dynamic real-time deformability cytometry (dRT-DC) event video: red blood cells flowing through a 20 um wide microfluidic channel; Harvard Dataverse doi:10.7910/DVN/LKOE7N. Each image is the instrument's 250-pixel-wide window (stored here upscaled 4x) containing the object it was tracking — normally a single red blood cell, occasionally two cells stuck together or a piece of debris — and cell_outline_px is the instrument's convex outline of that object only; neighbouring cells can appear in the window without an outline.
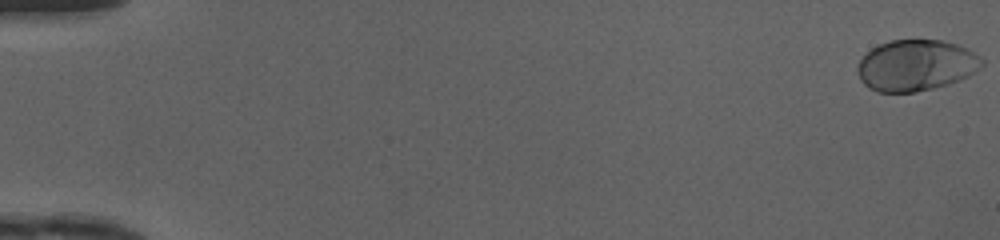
{"species": "human", "species_latin": "Homo sapiens", "temperature_condition": "cold", "stored_images_in_passage": 50, "camera_frame_rate_fps": 3000, "um_per_image_px": 0.085, "donor": {"sex": "female"}, "frame": {"image": 1, "passage_image": 1, "time_ms": 0.0, "image_size_px": [1000, 240], "cell_outline_px": [[984, 64], [968, 76], [960, 80], [948, 84], [916, 92], [876, 92], [868, 88], [860, 80], [856, 68], [860, 60], [872, 48], [880, 44], [892, 40], [944, 40], [956, 44], [980, 56], [984, 60]], "centroid_in_image_um": [77.84, 5.56], "position_along_channel_um": 7.2, "area_um2": 36.99}}
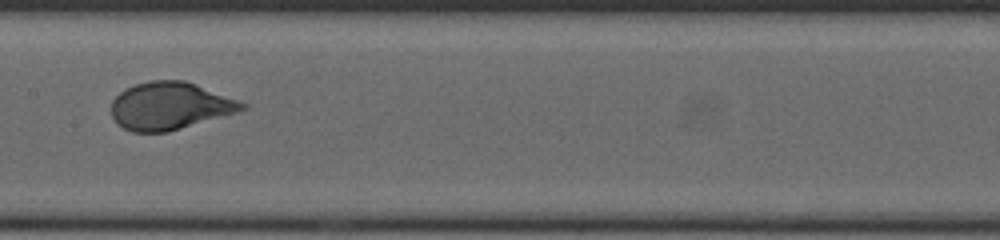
{"frame": {"image": 2, "passage_image": 27, "time_ms": 8.667, "image_size_px": [1000, 240], "cell_outline_px": [[248, 108], [236, 112], [168, 132], [132, 132], [116, 124], [112, 116], [112, 100], [124, 88], [148, 80], [184, 80], [196, 84], [248, 104]], "centroid_in_image_um": [14.41, 9.0], "position_along_channel_um": 193.0, "area_um2": 36.13}}
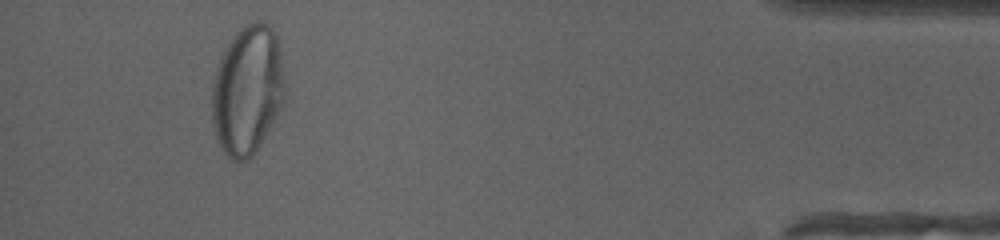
{"frame": {"image": 3, "passage_image": 47, "time_ms": 15.333, "image_size_px": [1000, 240], "cell_outline_px": [[284, 100], [272, 124], [256, 152], [248, 160], [232, 160], [224, 152], [216, 136], [212, 124], [212, 84], [224, 48], [232, 36], [244, 24], [256, 20], [260, 20], [268, 24], [276, 32], [280, 40], [284, 84]], "centroid_in_image_um": [21.04, 7.62], "position_along_channel_um": 414.2, "area_um2": 55.31}, "authors_computed_cell_mechanics": {"area_um2": 36.8764, "velocity_mm_per_s": 4.1617, "shape_relaxation_time_tau1_ms": 3.5305, "shape_relaxation_time_tau2_ms": null, "deformation_change_tau1": 0.1906, "deformation_change_tau2": null}}